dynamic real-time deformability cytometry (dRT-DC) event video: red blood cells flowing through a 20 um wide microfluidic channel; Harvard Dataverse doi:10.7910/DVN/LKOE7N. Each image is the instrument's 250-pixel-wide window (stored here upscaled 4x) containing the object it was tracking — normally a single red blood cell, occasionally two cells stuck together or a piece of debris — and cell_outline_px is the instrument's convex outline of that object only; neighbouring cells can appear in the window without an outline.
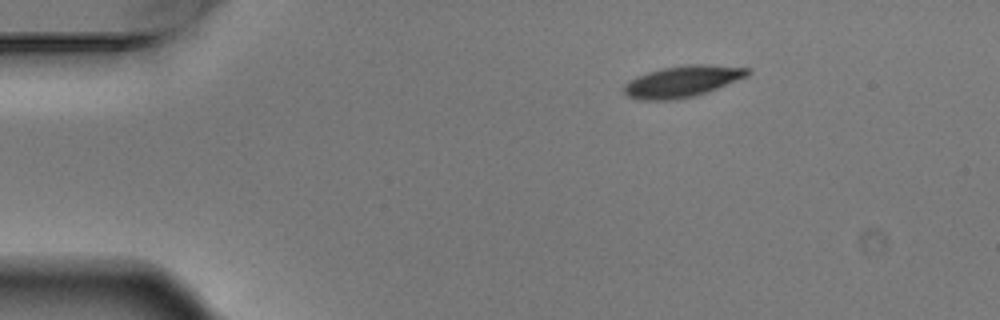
{"species": "Egyptian fruit bat (a non-hibernating species)", "species_latin": "Rousettus aegyptiacus", "temperature_condition": "warm", "stored_images_in_passage": 3, "camera_frame_rate_fps": 3000, "um_per_image_px": 0.085, "animal": {"sex": "male"}, "frame": {"image": 1, "passage_image": 1, "time_ms": 0.0, "image_size_px": [1000, 320], "cell_outline_px": [[752, 72], [748, 76], [696, 96], [672, 100], [640, 100], [628, 96], [624, 92], [624, 84], [636, 76], [648, 72], [664, 68], [688, 64], [700, 64], [748, 68]], "centroid_in_image_um": [57.99, 6.93], "position_along_channel_um": 27.0, "area_um2": 22.43}}